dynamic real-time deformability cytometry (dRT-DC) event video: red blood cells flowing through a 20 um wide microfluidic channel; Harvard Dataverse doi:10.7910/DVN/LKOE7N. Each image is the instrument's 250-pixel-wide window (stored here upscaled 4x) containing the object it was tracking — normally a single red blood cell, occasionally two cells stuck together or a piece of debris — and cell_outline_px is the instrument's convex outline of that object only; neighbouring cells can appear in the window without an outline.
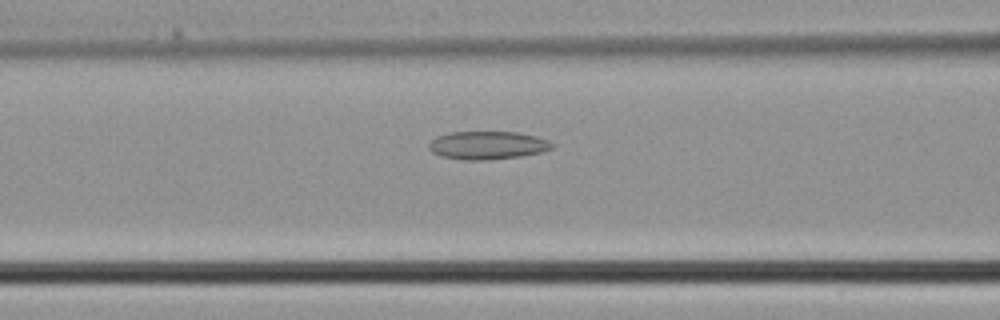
{"species": "common noctule bat (a hibernating species)", "species_latin": "Nyctalus noctula", "temperature_condition": "cold", "stored_images_in_passage": 4, "camera_frame_rate_fps": 3000, "um_per_image_px": 0.085, "animal": {"sex": "male", "body_mass_g": 21.5, "forearm_length_mm": 52.0}, "frame": {"image": 1, "passage_image": 4, "time_ms": 1.0, "image_size_px": [1000, 320], "cell_outline_px": [[556, 144], [552, 148], [544, 152], [520, 156], [488, 160], [464, 160], [440, 156], [432, 152], [428, 148], [428, 144], [436, 136], [448, 132], [516, 132], [536, 136], [548, 140]], "centroid_in_image_um": [41.44, 12.35], "position_along_channel_um": 125.2, "area_um2": 20.4}}